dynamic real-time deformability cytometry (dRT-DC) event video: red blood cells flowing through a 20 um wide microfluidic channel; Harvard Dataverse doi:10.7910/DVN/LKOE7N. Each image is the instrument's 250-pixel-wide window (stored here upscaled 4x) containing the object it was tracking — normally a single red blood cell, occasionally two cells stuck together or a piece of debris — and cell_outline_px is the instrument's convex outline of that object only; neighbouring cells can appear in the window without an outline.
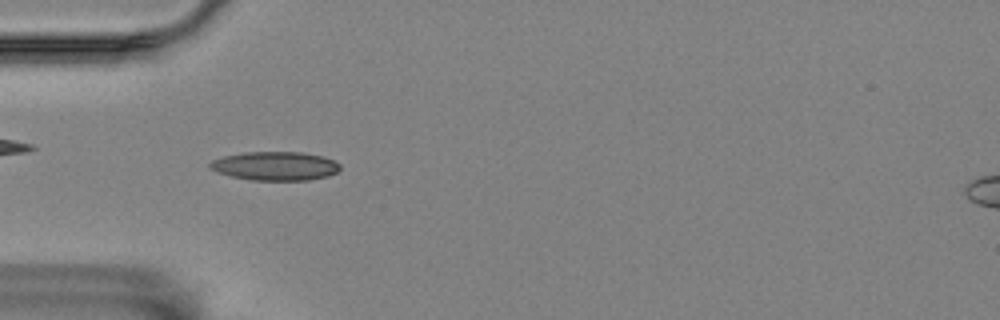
{"species": "Egyptian fruit bat (a non-hibernating species)", "species_latin": "Rousettus aegyptiacus", "temperature_condition": "room temperature", "stored_images_in_passage": 8, "camera_frame_rate_fps": 3000, "um_per_image_px": 0.085, "animal": {"sex": "female"}, "frame": {"image": 1, "passage_image": 4, "time_ms": 1.0, "image_size_px": [1000, 320], "cell_outline_px": [[340, 168], [336, 172], [328, 176], [308, 180], [252, 180], [232, 176], [216, 172], [208, 168], [208, 164], [212, 160], [224, 156], [244, 152], [300, 152], [324, 156], [340, 164]], "centroid_in_image_um": [23.37, 14.11], "position_along_channel_um": 61.6, "area_um2": 21.85}}
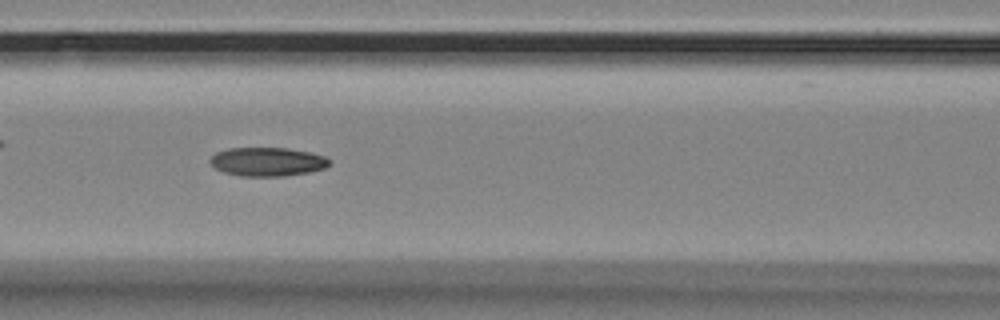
{"frame": {"image": 2, "passage_image": 6, "time_ms": 1.667, "image_size_px": [1000, 320], "cell_outline_px": [[332, 164], [324, 168], [308, 172], [284, 176], [240, 176], [224, 172], [216, 168], [208, 160], [216, 152], [228, 148], [284, 148], [308, 152], [324, 156], [332, 160]], "centroid_in_image_um": [22.74, 13.75], "position_along_channel_um": 143.9, "area_um2": 19.94}}
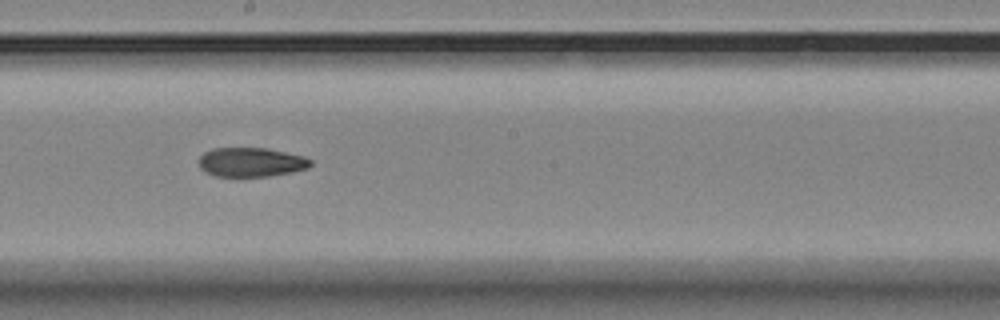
{"frame": {"image": 3, "passage_image": 8, "time_ms": 2.333, "image_size_px": [1000, 320], "cell_outline_px": [[312, 164], [308, 168], [292, 172], [268, 176], [216, 176], [200, 168], [200, 156], [204, 152], [212, 148], [264, 148], [304, 156], [312, 160]], "centroid_in_image_um": [21.36, 13.78], "position_along_channel_um": 226.8, "area_um2": 18.84}}